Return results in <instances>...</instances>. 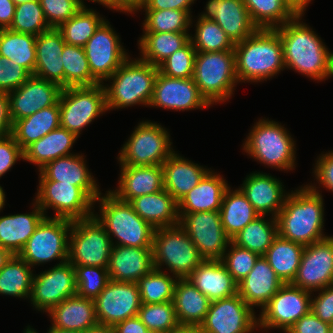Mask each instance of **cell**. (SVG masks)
I'll return each mask as SVG.
<instances>
[{"instance_id":"6da1fadb","label":"cell","mask_w":333,"mask_h":333,"mask_svg":"<svg viewBox=\"0 0 333 333\" xmlns=\"http://www.w3.org/2000/svg\"><path fill=\"white\" fill-rule=\"evenodd\" d=\"M297 13L281 27L274 28L281 38L284 65L315 80L333 76V53Z\"/></svg>"},{"instance_id":"7a4b0ae2","label":"cell","mask_w":333,"mask_h":333,"mask_svg":"<svg viewBox=\"0 0 333 333\" xmlns=\"http://www.w3.org/2000/svg\"><path fill=\"white\" fill-rule=\"evenodd\" d=\"M323 209L322 196L315 186H304L287 194L276 217L278 235L303 246L329 237L322 234Z\"/></svg>"},{"instance_id":"3957f363","label":"cell","mask_w":333,"mask_h":333,"mask_svg":"<svg viewBox=\"0 0 333 333\" xmlns=\"http://www.w3.org/2000/svg\"><path fill=\"white\" fill-rule=\"evenodd\" d=\"M238 81L260 82L285 68L283 47L275 29L258 28L234 46Z\"/></svg>"},{"instance_id":"277c9868","label":"cell","mask_w":333,"mask_h":333,"mask_svg":"<svg viewBox=\"0 0 333 333\" xmlns=\"http://www.w3.org/2000/svg\"><path fill=\"white\" fill-rule=\"evenodd\" d=\"M98 197L101 217L93 215L106 232L118 239L117 246L152 248L155 229L143 220L129 202L118 199L111 190ZM101 218V219H100Z\"/></svg>"},{"instance_id":"5b68a950","label":"cell","mask_w":333,"mask_h":333,"mask_svg":"<svg viewBox=\"0 0 333 333\" xmlns=\"http://www.w3.org/2000/svg\"><path fill=\"white\" fill-rule=\"evenodd\" d=\"M158 67L141 59L127 58L111 77L112 85L104 87L106 107L123 108L135 104L149 105L153 96Z\"/></svg>"},{"instance_id":"8992f818","label":"cell","mask_w":333,"mask_h":333,"mask_svg":"<svg viewBox=\"0 0 333 333\" xmlns=\"http://www.w3.org/2000/svg\"><path fill=\"white\" fill-rule=\"evenodd\" d=\"M193 79L210 105L228 99L238 82L234 50L197 52Z\"/></svg>"},{"instance_id":"52a82bcc","label":"cell","mask_w":333,"mask_h":333,"mask_svg":"<svg viewBox=\"0 0 333 333\" xmlns=\"http://www.w3.org/2000/svg\"><path fill=\"white\" fill-rule=\"evenodd\" d=\"M152 256L154 269L161 270L165 263L175 278H187L204 261L179 225L155 229Z\"/></svg>"},{"instance_id":"ba28073f","label":"cell","mask_w":333,"mask_h":333,"mask_svg":"<svg viewBox=\"0 0 333 333\" xmlns=\"http://www.w3.org/2000/svg\"><path fill=\"white\" fill-rule=\"evenodd\" d=\"M250 156L279 169H293L295 144L287 130L277 122L260 120L256 123L243 148Z\"/></svg>"},{"instance_id":"9c48e42d","label":"cell","mask_w":333,"mask_h":333,"mask_svg":"<svg viewBox=\"0 0 333 333\" xmlns=\"http://www.w3.org/2000/svg\"><path fill=\"white\" fill-rule=\"evenodd\" d=\"M69 236L68 261L72 265L108 268L114 243L94 216L72 221Z\"/></svg>"},{"instance_id":"30bf717a","label":"cell","mask_w":333,"mask_h":333,"mask_svg":"<svg viewBox=\"0 0 333 333\" xmlns=\"http://www.w3.org/2000/svg\"><path fill=\"white\" fill-rule=\"evenodd\" d=\"M59 108L60 126L78 137L85 126L107 110L105 88L101 83L64 87Z\"/></svg>"},{"instance_id":"8fae6325","label":"cell","mask_w":333,"mask_h":333,"mask_svg":"<svg viewBox=\"0 0 333 333\" xmlns=\"http://www.w3.org/2000/svg\"><path fill=\"white\" fill-rule=\"evenodd\" d=\"M72 220L45 217L18 254L29 266L60 259L68 261Z\"/></svg>"},{"instance_id":"7c38bea8","label":"cell","mask_w":333,"mask_h":333,"mask_svg":"<svg viewBox=\"0 0 333 333\" xmlns=\"http://www.w3.org/2000/svg\"><path fill=\"white\" fill-rule=\"evenodd\" d=\"M169 134L161 125L145 121L131 134L120 152V165H160L174 152Z\"/></svg>"},{"instance_id":"4fadbf2b","label":"cell","mask_w":333,"mask_h":333,"mask_svg":"<svg viewBox=\"0 0 333 333\" xmlns=\"http://www.w3.org/2000/svg\"><path fill=\"white\" fill-rule=\"evenodd\" d=\"M179 226L191 238L204 260H221L231 239L226 235L220 211L178 213Z\"/></svg>"},{"instance_id":"5bb4252c","label":"cell","mask_w":333,"mask_h":333,"mask_svg":"<svg viewBox=\"0 0 333 333\" xmlns=\"http://www.w3.org/2000/svg\"><path fill=\"white\" fill-rule=\"evenodd\" d=\"M35 203L43 212L52 207L54 218L80 220L92 217L94 201L78 186L55 180H40Z\"/></svg>"},{"instance_id":"9a60e30c","label":"cell","mask_w":333,"mask_h":333,"mask_svg":"<svg viewBox=\"0 0 333 333\" xmlns=\"http://www.w3.org/2000/svg\"><path fill=\"white\" fill-rule=\"evenodd\" d=\"M311 292L291 283L283 284L279 291L262 308L258 326L262 328H280L286 332L311 308Z\"/></svg>"},{"instance_id":"2e32d148","label":"cell","mask_w":333,"mask_h":333,"mask_svg":"<svg viewBox=\"0 0 333 333\" xmlns=\"http://www.w3.org/2000/svg\"><path fill=\"white\" fill-rule=\"evenodd\" d=\"M253 312L237 293L211 301L207 315L198 328L201 333H251L258 325Z\"/></svg>"},{"instance_id":"e0dca14e","label":"cell","mask_w":333,"mask_h":333,"mask_svg":"<svg viewBox=\"0 0 333 333\" xmlns=\"http://www.w3.org/2000/svg\"><path fill=\"white\" fill-rule=\"evenodd\" d=\"M119 40L108 21L104 20L83 47L91 75L99 83L111 77L129 58Z\"/></svg>"},{"instance_id":"ac0fdd59","label":"cell","mask_w":333,"mask_h":333,"mask_svg":"<svg viewBox=\"0 0 333 333\" xmlns=\"http://www.w3.org/2000/svg\"><path fill=\"white\" fill-rule=\"evenodd\" d=\"M94 301L98 323L111 326L138 316L142 304L137 283L113 280L108 281Z\"/></svg>"},{"instance_id":"d6986e66","label":"cell","mask_w":333,"mask_h":333,"mask_svg":"<svg viewBox=\"0 0 333 333\" xmlns=\"http://www.w3.org/2000/svg\"><path fill=\"white\" fill-rule=\"evenodd\" d=\"M76 292L75 269L67 261L33 277L30 300L39 311L49 312Z\"/></svg>"},{"instance_id":"ffe728a7","label":"cell","mask_w":333,"mask_h":333,"mask_svg":"<svg viewBox=\"0 0 333 333\" xmlns=\"http://www.w3.org/2000/svg\"><path fill=\"white\" fill-rule=\"evenodd\" d=\"M291 284L309 292L333 284V236L305 246Z\"/></svg>"},{"instance_id":"44dd1931","label":"cell","mask_w":333,"mask_h":333,"mask_svg":"<svg viewBox=\"0 0 333 333\" xmlns=\"http://www.w3.org/2000/svg\"><path fill=\"white\" fill-rule=\"evenodd\" d=\"M62 89L57 83L31 75L18 89L8 93L12 123L56 105Z\"/></svg>"},{"instance_id":"7402d4cb","label":"cell","mask_w":333,"mask_h":333,"mask_svg":"<svg viewBox=\"0 0 333 333\" xmlns=\"http://www.w3.org/2000/svg\"><path fill=\"white\" fill-rule=\"evenodd\" d=\"M150 106H158L173 110L200 109L210 106L201 95L193 78H171L158 74L154 83Z\"/></svg>"},{"instance_id":"603a6c76","label":"cell","mask_w":333,"mask_h":333,"mask_svg":"<svg viewBox=\"0 0 333 333\" xmlns=\"http://www.w3.org/2000/svg\"><path fill=\"white\" fill-rule=\"evenodd\" d=\"M199 18L215 21L234 44L258 29L250 18L244 0H209L206 13Z\"/></svg>"},{"instance_id":"cb8c5ba5","label":"cell","mask_w":333,"mask_h":333,"mask_svg":"<svg viewBox=\"0 0 333 333\" xmlns=\"http://www.w3.org/2000/svg\"><path fill=\"white\" fill-rule=\"evenodd\" d=\"M153 269L152 248L112 246L108 265L110 280L137 283Z\"/></svg>"},{"instance_id":"d4e9b609","label":"cell","mask_w":333,"mask_h":333,"mask_svg":"<svg viewBox=\"0 0 333 333\" xmlns=\"http://www.w3.org/2000/svg\"><path fill=\"white\" fill-rule=\"evenodd\" d=\"M284 283L264 256H259L248 275L238 283V294L253 309L263 308Z\"/></svg>"},{"instance_id":"484cf974","label":"cell","mask_w":333,"mask_h":333,"mask_svg":"<svg viewBox=\"0 0 333 333\" xmlns=\"http://www.w3.org/2000/svg\"><path fill=\"white\" fill-rule=\"evenodd\" d=\"M83 159L82 155L73 154L48 162L39 170L40 180H55L78 186L95 202L101 193Z\"/></svg>"},{"instance_id":"4316f807","label":"cell","mask_w":333,"mask_h":333,"mask_svg":"<svg viewBox=\"0 0 333 333\" xmlns=\"http://www.w3.org/2000/svg\"><path fill=\"white\" fill-rule=\"evenodd\" d=\"M119 187L114 192L118 199L130 202L132 199L156 193L164 189L163 168L160 165H121Z\"/></svg>"},{"instance_id":"83f0119b","label":"cell","mask_w":333,"mask_h":333,"mask_svg":"<svg viewBox=\"0 0 333 333\" xmlns=\"http://www.w3.org/2000/svg\"><path fill=\"white\" fill-rule=\"evenodd\" d=\"M240 189L259 215L272 213L275 218L287 197L280 180L260 172L248 175Z\"/></svg>"},{"instance_id":"f1b7e54d","label":"cell","mask_w":333,"mask_h":333,"mask_svg":"<svg viewBox=\"0 0 333 333\" xmlns=\"http://www.w3.org/2000/svg\"><path fill=\"white\" fill-rule=\"evenodd\" d=\"M65 41L62 33L55 28L39 34L36 38V65L34 74L37 77L59 84L64 88V69L62 51Z\"/></svg>"},{"instance_id":"f546056e","label":"cell","mask_w":333,"mask_h":333,"mask_svg":"<svg viewBox=\"0 0 333 333\" xmlns=\"http://www.w3.org/2000/svg\"><path fill=\"white\" fill-rule=\"evenodd\" d=\"M210 301L234 296L238 283L221 260H204L187 277Z\"/></svg>"},{"instance_id":"4dcf8cb0","label":"cell","mask_w":333,"mask_h":333,"mask_svg":"<svg viewBox=\"0 0 333 333\" xmlns=\"http://www.w3.org/2000/svg\"><path fill=\"white\" fill-rule=\"evenodd\" d=\"M164 189L178 203L210 171L173 152L162 165Z\"/></svg>"},{"instance_id":"1f68e13d","label":"cell","mask_w":333,"mask_h":333,"mask_svg":"<svg viewBox=\"0 0 333 333\" xmlns=\"http://www.w3.org/2000/svg\"><path fill=\"white\" fill-rule=\"evenodd\" d=\"M228 187L224 178L209 171L198 185L178 202V213L220 211Z\"/></svg>"},{"instance_id":"d6a6232c","label":"cell","mask_w":333,"mask_h":333,"mask_svg":"<svg viewBox=\"0 0 333 333\" xmlns=\"http://www.w3.org/2000/svg\"><path fill=\"white\" fill-rule=\"evenodd\" d=\"M52 327L84 332L98 323L95 301L77 295L66 298L49 312Z\"/></svg>"},{"instance_id":"836d02e7","label":"cell","mask_w":333,"mask_h":333,"mask_svg":"<svg viewBox=\"0 0 333 333\" xmlns=\"http://www.w3.org/2000/svg\"><path fill=\"white\" fill-rule=\"evenodd\" d=\"M129 203L134 211L154 229L179 224L178 203L165 189L136 197Z\"/></svg>"},{"instance_id":"e575fe53","label":"cell","mask_w":333,"mask_h":333,"mask_svg":"<svg viewBox=\"0 0 333 333\" xmlns=\"http://www.w3.org/2000/svg\"><path fill=\"white\" fill-rule=\"evenodd\" d=\"M30 214H15L0 217V246L12 255H18L37 226L46 217L43 210L34 204Z\"/></svg>"},{"instance_id":"d590c367","label":"cell","mask_w":333,"mask_h":333,"mask_svg":"<svg viewBox=\"0 0 333 333\" xmlns=\"http://www.w3.org/2000/svg\"><path fill=\"white\" fill-rule=\"evenodd\" d=\"M210 302L188 278H178L173 305L180 325L199 327L207 315Z\"/></svg>"},{"instance_id":"8d00e7d4","label":"cell","mask_w":333,"mask_h":333,"mask_svg":"<svg viewBox=\"0 0 333 333\" xmlns=\"http://www.w3.org/2000/svg\"><path fill=\"white\" fill-rule=\"evenodd\" d=\"M77 138L74 133L60 126L28 145L23 150V160L38 165L40 170L48 162L72 155L69 151Z\"/></svg>"},{"instance_id":"74e56055","label":"cell","mask_w":333,"mask_h":333,"mask_svg":"<svg viewBox=\"0 0 333 333\" xmlns=\"http://www.w3.org/2000/svg\"><path fill=\"white\" fill-rule=\"evenodd\" d=\"M60 127L59 102L43 108L23 119L16 120L12 127V136L24 150L31 143Z\"/></svg>"},{"instance_id":"f35d334b","label":"cell","mask_w":333,"mask_h":333,"mask_svg":"<svg viewBox=\"0 0 333 333\" xmlns=\"http://www.w3.org/2000/svg\"><path fill=\"white\" fill-rule=\"evenodd\" d=\"M220 215L224 231L230 239L260 216L240 188L231 192L229 187L222 199Z\"/></svg>"},{"instance_id":"ab89813d","label":"cell","mask_w":333,"mask_h":333,"mask_svg":"<svg viewBox=\"0 0 333 333\" xmlns=\"http://www.w3.org/2000/svg\"><path fill=\"white\" fill-rule=\"evenodd\" d=\"M304 248L278 235L267 249L264 257L284 284L292 283L295 278Z\"/></svg>"},{"instance_id":"60d3db41","label":"cell","mask_w":333,"mask_h":333,"mask_svg":"<svg viewBox=\"0 0 333 333\" xmlns=\"http://www.w3.org/2000/svg\"><path fill=\"white\" fill-rule=\"evenodd\" d=\"M142 36L139 40L142 53L140 59L157 67L190 41L188 33L179 32L145 33Z\"/></svg>"},{"instance_id":"b9f144b4","label":"cell","mask_w":333,"mask_h":333,"mask_svg":"<svg viewBox=\"0 0 333 333\" xmlns=\"http://www.w3.org/2000/svg\"><path fill=\"white\" fill-rule=\"evenodd\" d=\"M37 36L10 29L0 30V56L23 66L31 75L36 65Z\"/></svg>"},{"instance_id":"7bdbcfd3","label":"cell","mask_w":333,"mask_h":333,"mask_svg":"<svg viewBox=\"0 0 333 333\" xmlns=\"http://www.w3.org/2000/svg\"><path fill=\"white\" fill-rule=\"evenodd\" d=\"M244 4L252 22L263 29L282 26L298 13L287 0H244Z\"/></svg>"},{"instance_id":"ee69618b","label":"cell","mask_w":333,"mask_h":333,"mask_svg":"<svg viewBox=\"0 0 333 333\" xmlns=\"http://www.w3.org/2000/svg\"><path fill=\"white\" fill-rule=\"evenodd\" d=\"M264 217L265 215H260L251 221L231 241L239 247L264 256L273 240L278 236L276 218L273 217L270 223Z\"/></svg>"},{"instance_id":"f6af8a7d","label":"cell","mask_w":333,"mask_h":333,"mask_svg":"<svg viewBox=\"0 0 333 333\" xmlns=\"http://www.w3.org/2000/svg\"><path fill=\"white\" fill-rule=\"evenodd\" d=\"M33 277L31 266L19 255H12L0 270V294L30 298Z\"/></svg>"},{"instance_id":"bcb514c9","label":"cell","mask_w":333,"mask_h":333,"mask_svg":"<svg viewBox=\"0 0 333 333\" xmlns=\"http://www.w3.org/2000/svg\"><path fill=\"white\" fill-rule=\"evenodd\" d=\"M61 56L64 69V87L99 84L91 75L83 47L65 43Z\"/></svg>"},{"instance_id":"7dc6e473","label":"cell","mask_w":333,"mask_h":333,"mask_svg":"<svg viewBox=\"0 0 333 333\" xmlns=\"http://www.w3.org/2000/svg\"><path fill=\"white\" fill-rule=\"evenodd\" d=\"M103 21L104 19L94 10L82 7L58 30L62 33L65 43L84 47Z\"/></svg>"},{"instance_id":"c3c4849f","label":"cell","mask_w":333,"mask_h":333,"mask_svg":"<svg viewBox=\"0 0 333 333\" xmlns=\"http://www.w3.org/2000/svg\"><path fill=\"white\" fill-rule=\"evenodd\" d=\"M162 270L153 269L137 281L141 303L154 304L173 301L178 278L173 279Z\"/></svg>"},{"instance_id":"681fc988","label":"cell","mask_w":333,"mask_h":333,"mask_svg":"<svg viewBox=\"0 0 333 333\" xmlns=\"http://www.w3.org/2000/svg\"><path fill=\"white\" fill-rule=\"evenodd\" d=\"M194 37L190 36V41L196 49V52L234 50L235 44L219 25L210 19H198Z\"/></svg>"},{"instance_id":"f907efd6","label":"cell","mask_w":333,"mask_h":333,"mask_svg":"<svg viewBox=\"0 0 333 333\" xmlns=\"http://www.w3.org/2000/svg\"><path fill=\"white\" fill-rule=\"evenodd\" d=\"M144 33H187L191 14L183 10H145Z\"/></svg>"},{"instance_id":"816d5d0a","label":"cell","mask_w":333,"mask_h":333,"mask_svg":"<svg viewBox=\"0 0 333 333\" xmlns=\"http://www.w3.org/2000/svg\"><path fill=\"white\" fill-rule=\"evenodd\" d=\"M8 29L38 36L51 28L45 19L40 1H31L16 5L13 21Z\"/></svg>"},{"instance_id":"f5cc1de1","label":"cell","mask_w":333,"mask_h":333,"mask_svg":"<svg viewBox=\"0 0 333 333\" xmlns=\"http://www.w3.org/2000/svg\"><path fill=\"white\" fill-rule=\"evenodd\" d=\"M138 317L148 330L168 333L180 326L173 301L154 304H141Z\"/></svg>"},{"instance_id":"db71d44e","label":"cell","mask_w":333,"mask_h":333,"mask_svg":"<svg viewBox=\"0 0 333 333\" xmlns=\"http://www.w3.org/2000/svg\"><path fill=\"white\" fill-rule=\"evenodd\" d=\"M73 266L77 285L76 295L94 300L110 280L108 268L81 265Z\"/></svg>"},{"instance_id":"11a10c76","label":"cell","mask_w":333,"mask_h":333,"mask_svg":"<svg viewBox=\"0 0 333 333\" xmlns=\"http://www.w3.org/2000/svg\"><path fill=\"white\" fill-rule=\"evenodd\" d=\"M196 53L192 42L189 41L158 66L159 72L171 78H193Z\"/></svg>"},{"instance_id":"9f6ffc18","label":"cell","mask_w":333,"mask_h":333,"mask_svg":"<svg viewBox=\"0 0 333 333\" xmlns=\"http://www.w3.org/2000/svg\"><path fill=\"white\" fill-rule=\"evenodd\" d=\"M229 244H231V250L228 251L229 253L223 255L221 261L233 279L239 283L254 267L259 255L237 246L232 241Z\"/></svg>"},{"instance_id":"6f0895ef","label":"cell","mask_w":333,"mask_h":333,"mask_svg":"<svg viewBox=\"0 0 333 333\" xmlns=\"http://www.w3.org/2000/svg\"><path fill=\"white\" fill-rule=\"evenodd\" d=\"M50 28L58 29L81 8L80 0H39Z\"/></svg>"},{"instance_id":"680465c9","label":"cell","mask_w":333,"mask_h":333,"mask_svg":"<svg viewBox=\"0 0 333 333\" xmlns=\"http://www.w3.org/2000/svg\"><path fill=\"white\" fill-rule=\"evenodd\" d=\"M30 76L23 66L0 56V92L18 89Z\"/></svg>"},{"instance_id":"91938a15","label":"cell","mask_w":333,"mask_h":333,"mask_svg":"<svg viewBox=\"0 0 333 333\" xmlns=\"http://www.w3.org/2000/svg\"><path fill=\"white\" fill-rule=\"evenodd\" d=\"M24 158L23 149L12 135L0 138V177L4 175L18 160Z\"/></svg>"},{"instance_id":"94428289","label":"cell","mask_w":333,"mask_h":333,"mask_svg":"<svg viewBox=\"0 0 333 333\" xmlns=\"http://www.w3.org/2000/svg\"><path fill=\"white\" fill-rule=\"evenodd\" d=\"M320 294L311 299L310 311L320 320L333 323V284L320 289Z\"/></svg>"},{"instance_id":"6125c7cd","label":"cell","mask_w":333,"mask_h":333,"mask_svg":"<svg viewBox=\"0 0 333 333\" xmlns=\"http://www.w3.org/2000/svg\"><path fill=\"white\" fill-rule=\"evenodd\" d=\"M331 324L320 320L311 311L302 316L285 333H329Z\"/></svg>"},{"instance_id":"be15d7a7","label":"cell","mask_w":333,"mask_h":333,"mask_svg":"<svg viewBox=\"0 0 333 333\" xmlns=\"http://www.w3.org/2000/svg\"><path fill=\"white\" fill-rule=\"evenodd\" d=\"M314 174L320 184L333 192V152L320 156L317 160Z\"/></svg>"},{"instance_id":"e7e4bbea","label":"cell","mask_w":333,"mask_h":333,"mask_svg":"<svg viewBox=\"0 0 333 333\" xmlns=\"http://www.w3.org/2000/svg\"><path fill=\"white\" fill-rule=\"evenodd\" d=\"M195 0H145L144 10H183L190 14V5Z\"/></svg>"},{"instance_id":"03108f58","label":"cell","mask_w":333,"mask_h":333,"mask_svg":"<svg viewBox=\"0 0 333 333\" xmlns=\"http://www.w3.org/2000/svg\"><path fill=\"white\" fill-rule=\"evenodd\" d=\"M13 123L10 118L9 94L0 92V138L12 134Z\"/></svg>"},{"instance_id":"003e7915","label":"cell","mask_w":333,"mask_h":333,"mask_svg":"<svg viewBox=\"0 0 333 333\" xmlns=\"http://www.w3.org/2000/svg\"><path fill=\"white\" fill-rule=\"evenodd\" d=\"M113 327L115 333H145L148 331V328L138 316L118 322Z\"/></svg>"},{"instance_id":"a7ac6f4b","label":"cell","mask_w":333,"mask_h":333,"mask_svg":"<svg viewBox=\"0 0 333 333\" xmlns=\"http://www.w3.org/2000/svg\"><path fill=\"white\" fill-rule=\"evenodd\" d=\"M15 7L13 0H0V30L8 29L11 26Z\"/></svg>"},{"instance_id":"89a4df30","label":"cell","mask_w":333,"mask_h":333,"mask_svg":"<svg viewBox=\"0 0 333 333\" xmlns=\"http://www.w3.org/2000/svg\"><path fill=\"white\" fill-rule=\"evenodd\" d=\"M145 0H113V9L132 13L141 9Z\"/></svg>"},{"instance_id":"2644e50d","label":"cell","mask_w":333,"mask_h":333,"mask_svg":"<svg viewBox=\"0 0 333 333\" xmlns=\"http://www.w3.org/2000/svg\"><path fill=\"white\" fill-rule=\"evenodd\" d=\"M82 333H115L114 327L111 325H105L97 323L88 330H85Z\"/></svg>"},{"instance_id":"8c879c8a","label":"cell","mask_w":333,"mask_h":333,"mask_svg":"<svg viewBox=\"0 0 333 333\" xmlns=\"http://www.w3.org/2000/svg\"><path fill=\"white\" fill-rule=\"evenodd\" d=\"M289 4L299 13H304L305 7L311 0H287Z\"/></svg>"},{"instance_id":"753ad0ef","label":"cell","mask_w":333,"mask_h":333,"mask_svg":"<svg viewBox=\"0 0 333 333\" xmlns=\"http://www.w3.org/2000/svg\"><path fill=\"white\" fill-rule=\"evenodd\" d=\"M168 333H201L197 326L180 325Z\"/></svg>"},{"instance_id":"34e18365","label":"cell","mask_w":333,"mask_h":333,"mask_svg":"<svg viewBox=\"0 0 333 333\" xmlns=\"http://www.w3.org/2000/svg\"><path fill=\"white\" fill-rule=\"evenodd\" d=\"M12 257V254L0 246V270L5 266L6 262Z\"/></svg>"},{"instance_id":"11e5206c","label":"cell","mask_w":333,"mask_h":333,"mask_svg":"<svg viewBox=\"0 0 333 333\" xmlns=\"http://www.w3.org/2000/svg\"><path fill=\"white\" fill-rule=\"evenodd\" d=\"M34 333H38L36 332L34 329L30 328ZM48 333H82L80 331H74V330H64V329H57L54 327H51L48 331Z\"/></svg>"},{"instance_id":"2a66077c","label":"cell","mask_w":333,"mask_h":333,"mask_svg":"<svg viewBox=\"0 0 333 333\" xmlns=\"http://www.w3.org/2000/svg\"><path fill=\"white\" fill-rule=\"evenodd\" d=\"M93 2H100L101 4L113 9V0H91ZM81 6L86 7L82 0H80Z\"/></svg>"},{"instance_id":"b9fcfbb0","label":"cell","mask_w":333,"mask_h":333,"mask_svg":"<svg viewBox=\"0 0 333 333\" xmlns=\"http://www.w3.org/2000/svg\"><path fill=\"white\" fill-rule=\"evenodd\" d=\"M5 204V194L3 188L0 186V210L3 208Z\"/></svg>"},{"instance_id":"09005b40","label":"cell","mask_w":333,"mask_h":333,"mask_svg":"<svg viewBox=\"0 0 333 333\" xmlns=\"http://www.w3.org/2000/svg\"><path fill=\"white\" fill-rule=\"evenodd\" d=\"M31 1H39V0H13V2L15 3V5L21 4V3H27V2H31Z\"/></svg>"},{"instance_id":"979ff035","label":"cell","mask_w":333,"mask_h":333,"mask_svg":"<svg viewBox=\"0 0 333 333\" xmlns=\"http://www.w3.org/2000/svg\"><path fill=\"white\" fill-rule=\"evenodd\" d=\"M24 333H34V332L30 329V327H27V329Z\"/></svg>"},{"instance_id":"deb4b68c","label":"cell","mask_w":333,"mask_h":333,"mask_svg":"<svg viewBox=\"0 0 333 333\" xmlns=\"http://www.w3.org/2000/svg\"><path fill=\"white\" fill-rule=\"evenodd\" d=\"M145 333H160V332H158V331H152V330H148L147 332H145Z\"/></svg>"},{"instance_id":"67dfc351","label":"cell","mask_w":333,"mask_h":333,"mask_svg":"<svg viewBox=\"0 0 333 333\" xmlns=\"http://www.w3.org/2000/svg\"><path fill=\"white\" fill-rule=\"evenodd\" d=\"M329 333H333V323L330 326V332Z\"/></svg>"}]
</instances>
